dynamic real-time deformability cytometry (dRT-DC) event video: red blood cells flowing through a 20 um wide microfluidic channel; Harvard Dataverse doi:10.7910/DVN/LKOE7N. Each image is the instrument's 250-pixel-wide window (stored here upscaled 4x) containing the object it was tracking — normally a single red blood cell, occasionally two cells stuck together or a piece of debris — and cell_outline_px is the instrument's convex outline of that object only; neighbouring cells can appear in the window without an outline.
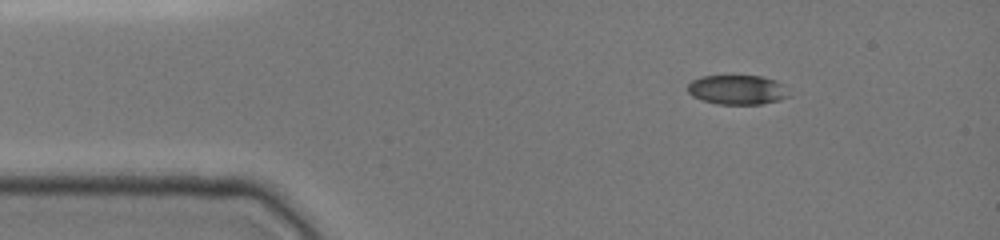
{"species": "common noctule bat (a hibernating species)", "species_latin": "Nyctalus noctula", "temperature_condition": "cold", "stored_images_in_passage": 3, "camera_frame_rate_fps": 3000, "um_per_image_px": 0.085, "animal": {"sex": "female", "body_mass_g": 19.0, "forearm_length_mm": 51.5}, "frame": {"image": 1, "passage_image": 1, "time_ms": 0.0, "image_size_px": [1000, 240], "cell_outline_px": [[788, 96], [780, 100], [760, 104], [716, 104], [692, 96], [688, 92], [688, 84], [692, 80], [704, 76], [760, 76], [772, 80]], "centroid_in_image_um": [62.55, 7.64], "position_along_channel_um": 22.5, "area_um2": 16.7}}